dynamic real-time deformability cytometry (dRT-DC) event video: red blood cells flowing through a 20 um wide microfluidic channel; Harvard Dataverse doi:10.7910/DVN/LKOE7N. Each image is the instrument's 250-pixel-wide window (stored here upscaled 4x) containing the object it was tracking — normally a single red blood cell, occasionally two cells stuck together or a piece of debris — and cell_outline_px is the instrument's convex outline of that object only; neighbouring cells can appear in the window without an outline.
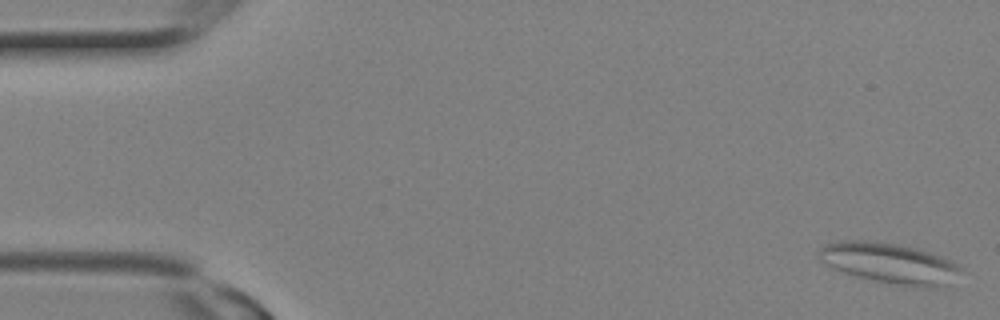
{"species": "Egyptian fruit bat (a non-hibernating species)", "species_latin": "Rousettus aegyptiacus", "temperature_condition": "room temperature", "stored_images_in_passage": 13, "camera_frame_rate_fps": 3000, "um_per_image_px": 0.085, "animal": {"sex": "female"}, "frame": {"image": 1, "passage_image": 1, "time_ms": 0.0, "image_size_px": [1000, 320], "cell_outline_px": [[964, 268], [948, 288], [920, 288], [896, 284], [856, 276], [844, 272], [820, 260], [820, 248], [824, 244], [840, 240], [868, 240], [896, 244], [916, 248], [932, 252], [952, 260], [960, 264]], "centroid_in_image_um": [75.76, 22.38], "position_along_channel_um": 9.2, "area_um2": 33.93}}
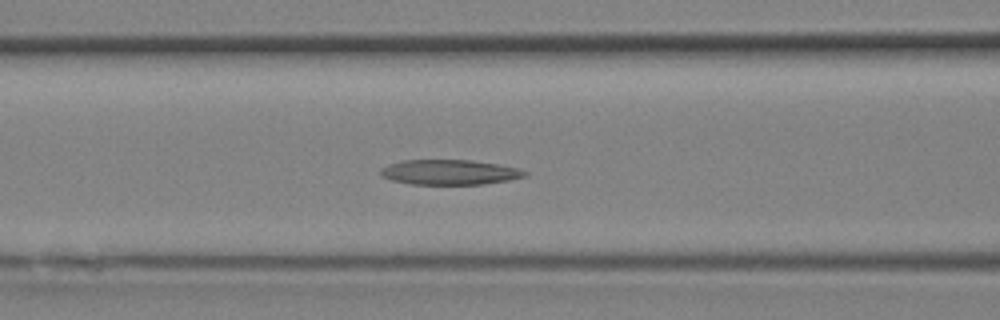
{"frame": {"image": 2, "passage_image": 11, "time_ms": 3.333, "image_size_px": [1000, 320], "cell_outline_px": [[528, 172], [524, 176], [508, 180], [484, 184], [412, 184], [392, 180], [380, 176], [380, 168], [388, 164], [404, 160], [472, 160], [500, 164], [516, 168]], "centroid_in_image_um": [38.17, 14.63], "position_along_channel_um": 128.4, "area_um2": 20.98}}
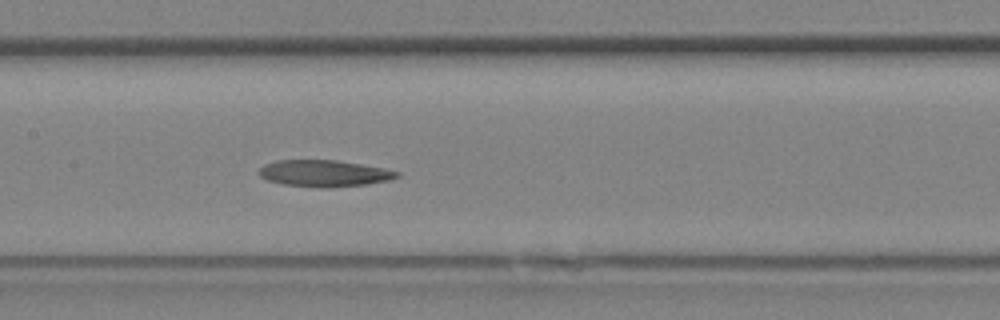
{"frame": {"image": 3, "passage_image": 13, "time_ms": 4.0, "image_size_px": [1000, 320], "cell_outline_px": [[400, 176], [388, 180], [368, 184], [324, 188], [284, 184], [268, 180], [260, 176], [260, 168], [264, 164], [276, 160], [336, 160], [384, 168], [400, 172]], "centroid_in_image_um": [27.57, 14.73], "position_along_channel_um": 179.8, "area_um2": 21.21}}